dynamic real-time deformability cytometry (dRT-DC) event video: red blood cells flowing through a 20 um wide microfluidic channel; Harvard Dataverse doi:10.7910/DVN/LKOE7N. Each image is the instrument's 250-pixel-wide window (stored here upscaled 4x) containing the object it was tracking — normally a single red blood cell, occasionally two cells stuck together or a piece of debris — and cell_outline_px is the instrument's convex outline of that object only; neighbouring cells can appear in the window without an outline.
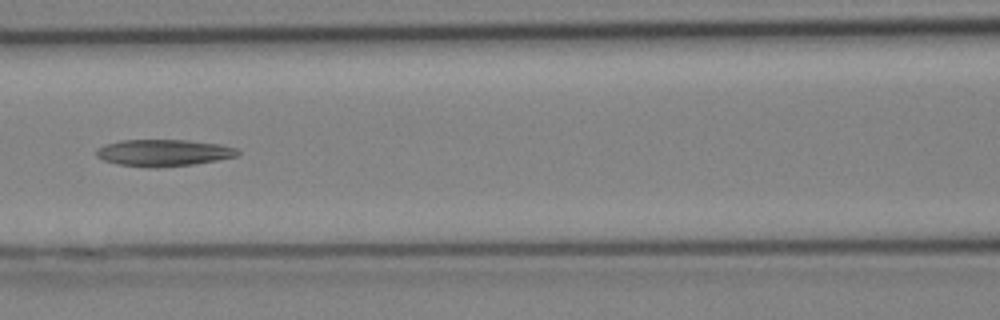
{"species": "Egyptian fruit bat (a non-hibernating species)", "species_latin": "Rousettus aegyptiacus", "temperature_condition": "cold", "stored_images_in_passage": 23, "camera_frame_rate_fps": 3000, "um_per_image_px": 0.085, "animal": {"sex": "female"}, "frame": {"image": 1, "passage_image": 14, "time_ms": 4.333, "image_size_px": [1000, 320], "cell_outline_px": [[240, 152], [236, 156], [216, 160], [192, 164], [156, 168], [152, 168], [120, 164], [104, 160], [96, 156], [96, 152], [104, 144], [120, 140], [188, 140], [220, 144], [236, 148]], "centroid_in_image_um": [13.9, 12.98], "position_along_channel_um": 152.7, "area_um2": 21.85}}
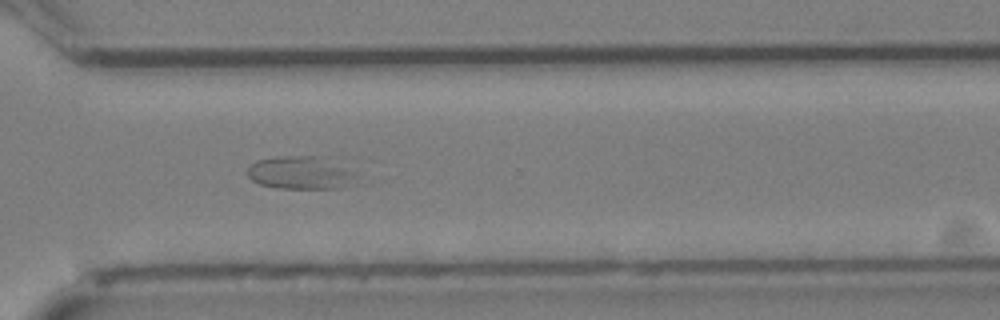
{"frame": {"image": 2, "passage_image": 23, "time_ms": 7.333, "image_size_px": [1000, 320], "cell_outline_px": [[364, 184], [336, 188], [280, 188], [260, 184], [252, 180], [248, 176], [248, 168], [256, 160], [280, 156], [316, 156], [356, 176]], "centroid_in_image_um": [25.53, 14.72], "position_along_channel_um": 345.1, "area_um2": 20.4}}